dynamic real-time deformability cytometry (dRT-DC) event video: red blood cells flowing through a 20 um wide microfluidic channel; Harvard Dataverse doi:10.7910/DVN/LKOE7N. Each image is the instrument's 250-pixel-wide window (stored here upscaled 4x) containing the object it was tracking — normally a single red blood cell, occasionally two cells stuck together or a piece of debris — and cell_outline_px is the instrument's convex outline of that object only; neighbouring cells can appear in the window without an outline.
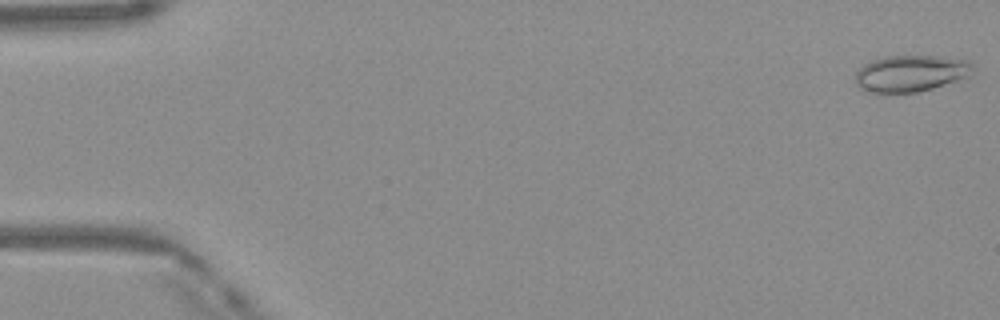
{"species": "Egyptian fruit bat (a non-hibernating species)", "species_latin": "Rousettus aegyptiacus", "temperature_condition": "warm", "stored_images_in_passage": 12, "camera_frame_rate_fps": 3000, "um_per_image_px": 0.085, "frame": {"image": 1, "passage_image": 1, "time_ms": 0.0, "image_size_px": [1000, 320], "cell_outline_px": [[972, 76], [932, 88], [916, 92], [872, 92], [860, 88], [856, 84], [856, 72], [864, 64], [872, 60], [884, 56], [936, 56], [972, 60]], "centroid_in_image_um": [77.45, 6.22], "position_along_channel_um": 7.5, "area_um2": 24.97}}